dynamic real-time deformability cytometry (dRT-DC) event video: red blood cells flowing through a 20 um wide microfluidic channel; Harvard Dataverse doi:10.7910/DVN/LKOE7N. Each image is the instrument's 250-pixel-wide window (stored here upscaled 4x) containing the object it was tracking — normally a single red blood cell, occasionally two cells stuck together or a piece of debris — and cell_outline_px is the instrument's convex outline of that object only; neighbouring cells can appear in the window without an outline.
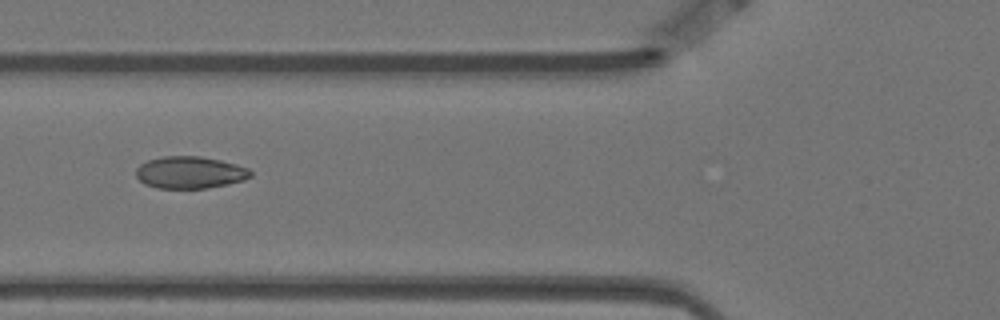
{"species": "Egyptian fruit bat (a non-hibernating species)", "species_latin": "Rousettus aegyptiacus", "temperature_condition": "warm", "stored_images_in_passage": 6, "camera_frame_rate_fps": 3000, "um_per_image_px": 0.085, "animal": {"sex": "female"}, "frame": {"image": 1, "passage_image": 2, "time_ms": 0.333, "image_size_px": [1000, 320], "cell_outline_px": [[252, 176], [244, 180], [228, 184], [208, 188], [156, 188], [144, 184], [136, 176], [136, 168], [140, 164], [148, 160], [160, 156], [200, 156], [220, 160], [236, 164], [248, 168], [252, 172]], "centroid_in_image_um": [16.14, 14.66], "position_along_channel_um": 109.7, "area_um2": 21.56}}
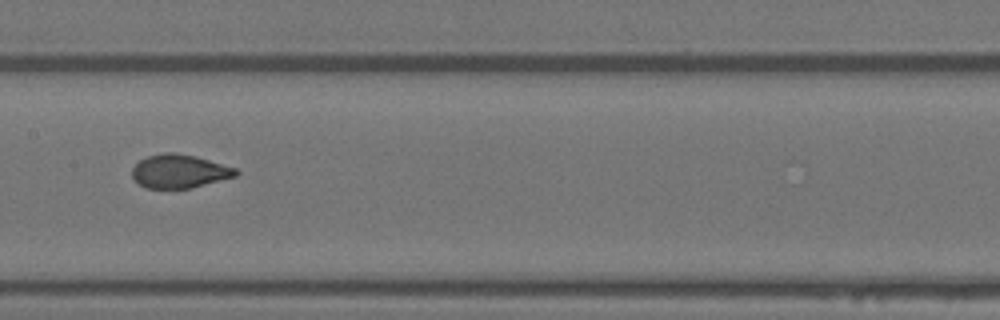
{"frame": {"image": 2, "passage_image": 4, "time_ms": 1.0, "image_size_px": [1000, 320], "cell_outline_px": [[240, 172], [236, 176], [188, 188], [148, 188], [140, 184], [132, 176], [132, 168], [140, 160], [148, 156], [164, 152], [172, 152], [196, 156], [236, 168]], "centroid_in_image_um": [15.25, 14.54], "position_along_channel_um": 192.2, "area_um2": 20.0}}
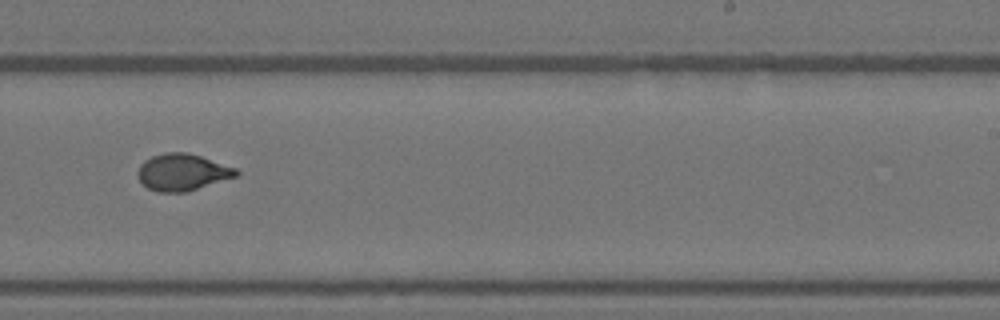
{"frame": {"image": 3, "passage_image": 6, "time_ms": 1.667, "image_size_px": [1000, 320], "cell_outline_px": [[240, 172], [236, 176], [188, 192], [156, 192], [148, 188], [136, 176], [136, 172], [140, 164], [144, 160], [152, 156], [164, 152], [188, 152], [236, 168]], "centroid_in_image_um": [15.47, 14.64], "position_along_channel_um": 273.5, "area_um2": 21.21}}